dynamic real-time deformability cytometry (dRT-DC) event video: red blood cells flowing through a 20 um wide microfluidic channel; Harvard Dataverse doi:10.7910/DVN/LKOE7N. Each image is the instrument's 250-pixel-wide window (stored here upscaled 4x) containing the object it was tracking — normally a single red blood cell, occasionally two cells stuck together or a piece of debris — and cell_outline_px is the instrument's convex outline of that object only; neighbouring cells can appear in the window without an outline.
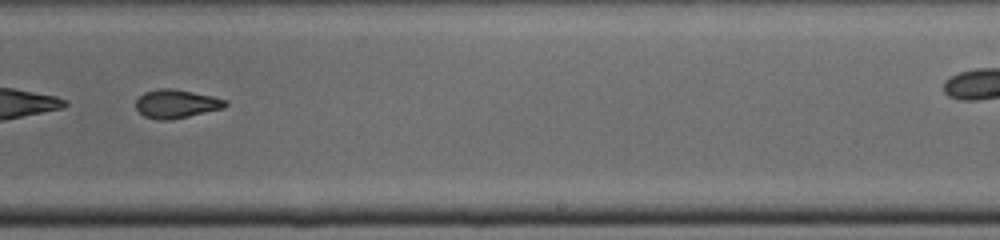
{"species": "common noctule bat (a hibernating species)", "species_latin": "Nyctalus noctula", "temperature_condition": "cold", "stored_images_in_passage": 30, "camera_frame_rate_fps": 3000, "um_per_image_px": 0.085, "animal": {"sex": "male", "body_mass_g": 19.0, "forearm_length_mm": 50.8}, "frame": {"image": 1, "passage_image": 22, "time_ms": 7.0, "image_size_px": [1000, 240], "cell_outline_px": [[228, 104], [224, 108], [172, 120], [156, 120], [144, 116], [136, 108], [136, 100], [144, 92], [160, 88], [172, 88], [212, 96], [228, 100]], "centroid_in_image_um": [14.99, 8.83], "position_along_channel_um": 274.0, "area_um2": 14.97}}
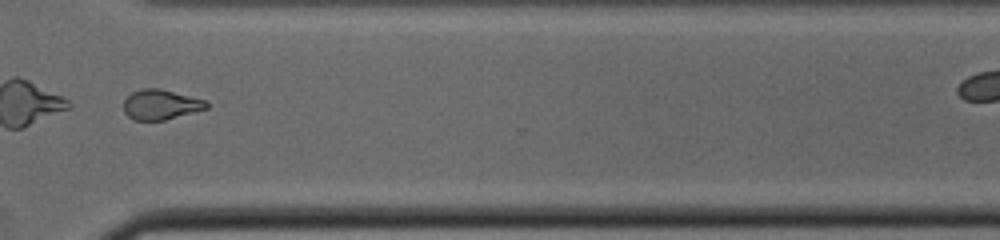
{"frame": {"image": 2, "passage_image": 27, "time_ms": 8.667, "image_size_px": [1000, 240], "cell_outline_px": [[208, 108], [164, 120], [132, 120], [124, 112], [124, 100], [132, 92], [140, 88], [160, 88], [208, 100]], "centroid_in_image_um": [13.67, 8.88], "position_along_channel_um": 356.9, "area_um2": 14.62}}